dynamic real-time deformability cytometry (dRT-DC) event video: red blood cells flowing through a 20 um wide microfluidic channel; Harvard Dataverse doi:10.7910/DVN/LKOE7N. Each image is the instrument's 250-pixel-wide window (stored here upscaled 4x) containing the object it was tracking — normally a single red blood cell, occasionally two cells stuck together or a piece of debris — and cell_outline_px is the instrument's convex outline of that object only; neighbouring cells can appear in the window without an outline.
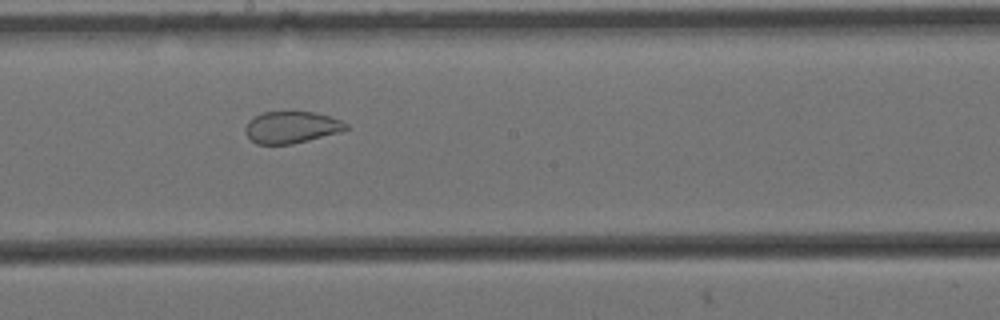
{"species": "Egyptian fruit bat (a non-hibernating species)", "species_latin": "Rousettus aegyptiacus", "temperature_condition": "cold", "stored_images_in_passage": 9, "camera_frame_rate_fps": 3000, "um_per_image_px": 0.085, "animal": {"sex": "female"}, "frame": {"image": 1, "passage_image": 8, "time_ms": 2.333, "image_size_px": [1000, 320], "cell_outline_px": [[348, 128], [340, 132], [292, 144], [256, 144], [244, 132], [244, 128], [248, 120], [264, 112], [312, 112], [332, 116], [348, 124]], "centroid_in_image_um": [24.77, 10.82], "position_along_channel_um": 223.4, "area_um2": 18.61}}